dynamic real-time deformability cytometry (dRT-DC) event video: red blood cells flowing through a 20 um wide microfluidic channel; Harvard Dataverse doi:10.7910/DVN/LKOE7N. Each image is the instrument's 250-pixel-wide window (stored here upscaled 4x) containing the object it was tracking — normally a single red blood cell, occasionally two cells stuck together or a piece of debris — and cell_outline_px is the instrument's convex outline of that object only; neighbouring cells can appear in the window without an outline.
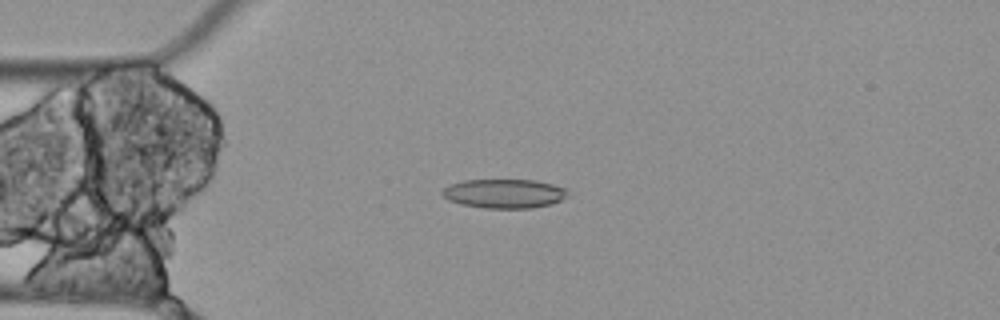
{"species": "Egyptian fruit bat (a non-hibernating species)", "species_latin": "Rousettus aegyptiacus", "temperature_condition": "cold", "stored_images_in_passage": 14, "camera_frame_rate_fps": 3000, "um_per_image_px": 0.085, "animal": {"sex": "female"}, "frame": {"image": 1, "passage_image": 3, "time_ms": 0.667, "image_size_px": [1000, 320], "cell_outline_px": [[568, 196], [552, 204], [532, 208], [484, 208], [460, 204], [448, 200], [440, 192], [448, 184], [464, 180], [536, 180], [568, 188]], "centroid_in_image_um": [42.86, 16.45], "position_along_channel_um": 42.1, "area_um2": 21.5}}
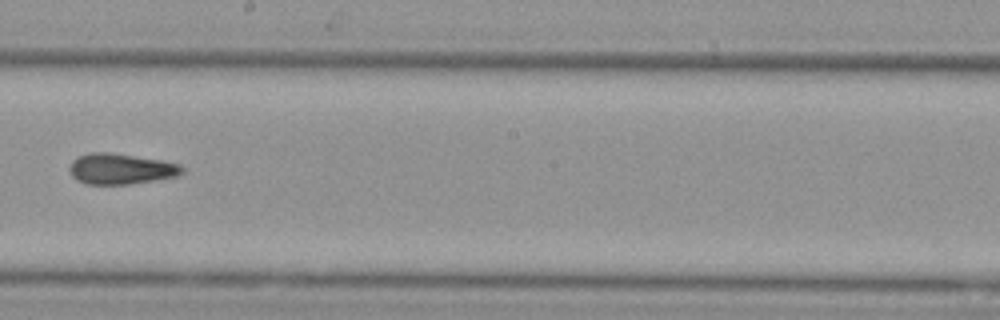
{"frame": {"image": 2, "passage_image": 8, "time_ms": 2.333, "image_size_px": [1000, 320], "cell_outline_px": [[184, 172], [180, 176], [128, 184], [88, 184], [76, 180], [72, 176], [68, 168], [72, 160], [88, 152], [108, 152], [160, 160], [180, 164], [184, 168]], "centroid_in_image_um": [10.27, 14.35], "position_along_channel_um": 237.9, "area_um2": 20.17}}
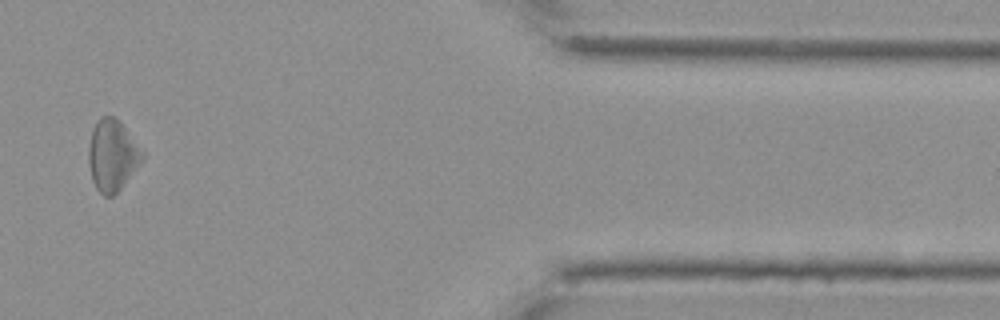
{"frame": {"image": 3, "passage_image": 12, "time_ms": 3.667, "image_size_px": [1000, 320], "cell_outline_px": [[144, 156], [124, 184], [112, 196], [104, 196], [96, 188], [92, 180], [88, 160], [88, 148], [92, 128], [100, 116], [116, 116], [120, 120], [144, 152]], "centroid_in_image_um": [9.53, 13.16], "position_along_channel_um": 401.9, "area_um2": 22.25}}